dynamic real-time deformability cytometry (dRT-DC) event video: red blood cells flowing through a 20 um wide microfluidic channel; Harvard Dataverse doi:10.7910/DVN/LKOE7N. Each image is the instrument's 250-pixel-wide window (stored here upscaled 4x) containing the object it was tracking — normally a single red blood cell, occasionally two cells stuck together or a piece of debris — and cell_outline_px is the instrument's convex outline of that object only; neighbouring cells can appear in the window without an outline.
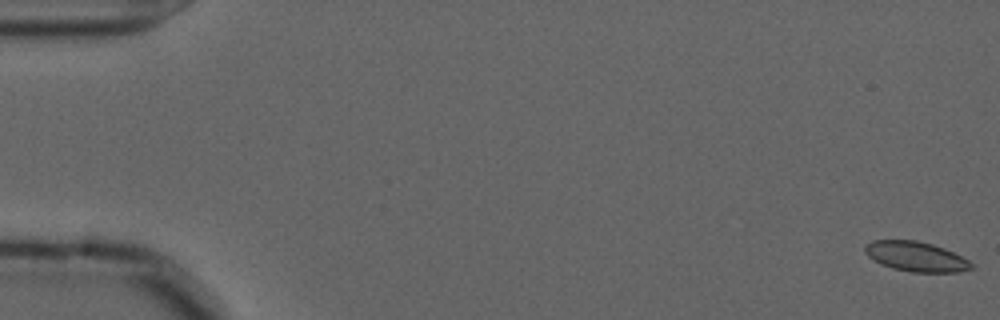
{"species": "common noctule bat (a hibernating species)", "species_latin": "Nyctalus noctula", "temperature_condition": "cold", "stored_images_in_passage": 57, "camera_frame_rate_fps": 3000, "um_per_image_px": 0.085, "animal": {"sex": "male", "forearm_length_mm": 52.5}, "frame": {"image": 1, "passage_image": 1, "time_ms": 0.0, "image_size_px": [1000, 320], "cell_outline_px": [[976, 268], [960, 272], [912, 272], [892, 268], [880, 264], [868, 256], [864, 252], [864, 248], [872, 240], [916, 240], [932, 244], [944, 248], [968, 260]], "centroid_in_image_um": [77.86, 21.81], "position_along_channel_um": 7.1, "area_um2": 18.5}}
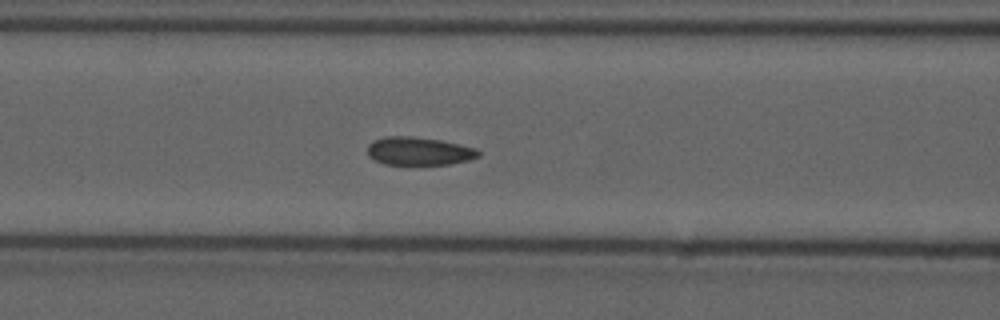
{"frame": {"image": 2, "passage_image": 24, "time_ms": 7.667, "image_size_px": [1000, 320], "cell_outline_px": [[480, 156], [468, 160], [448, 164], [384, 164], [368, 156], [368, 144], [372, 140], [384, 136], [412, 136], [440, 140], [460, 144], [476, 148], [480, 152]], "centroid_in_image_um": [35.59, 12.83], "position_along_channel_um": 131.0, "area_um2": 18.21}}
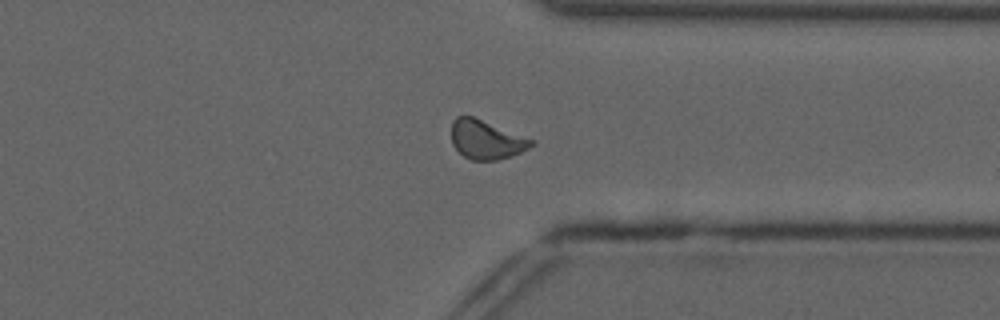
{"frame": {"image": 3, "passage_image": 44, "time_ms": 14.333, "image_size_px": [1000, 320], "cell_outline_px": [[536, 144], [512, 156], [496, 160], [472, 160], [464, 156], [452, 144], [452, 120], [456, 116], [472, 116], [536, 140]], "centroid_in_image_um": [41.35, 11.87], "position_along_channel_um": 370.0, "area_um2": 18.15}, "authors_computed_cell_mechanics": {"area_um2": 18.3804, "velocity_mm_per_s": 3.6083, "shape_relaxation_time_tau1_ms": null, "shape_relaxation_time_tau2_ms": 2.107, "deformation_change_tau1": null, "deformation_change_tau2": 0.0585}}